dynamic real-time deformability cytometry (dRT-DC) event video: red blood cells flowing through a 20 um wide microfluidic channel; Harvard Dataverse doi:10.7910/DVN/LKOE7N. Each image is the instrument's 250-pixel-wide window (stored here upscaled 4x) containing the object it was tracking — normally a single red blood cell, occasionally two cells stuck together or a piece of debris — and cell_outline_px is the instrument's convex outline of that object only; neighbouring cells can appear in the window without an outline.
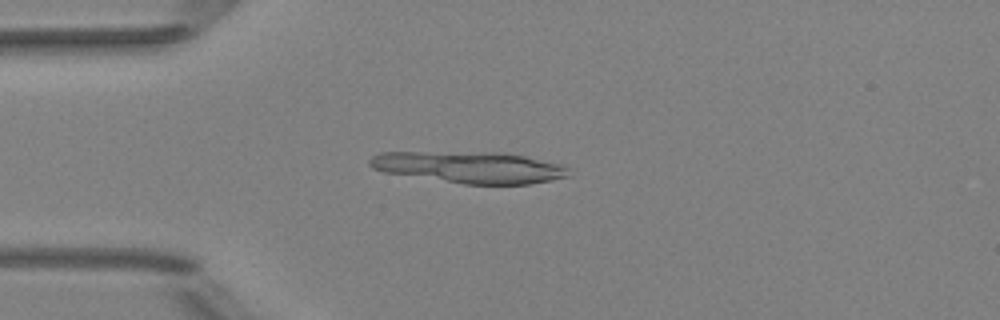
{"species": "Egyptian fruit bat (a non-hibernating species)", "species_latin": "Rousettus aegyptiacus", "temperature_condition": "room temperature", "stored_images_in_passage": 5, "camera_frame_rate_fps": 3000, "um_per_image_px": 0.085, "animal": {"sex": "female"}, "frame": {"image": 1, "passage_image": 4, "time_ms": 1.0, "image_size_px": [1000, 320], "cell_outline_px": [[572, 176], [552, 180], [528, 184], [464, 184], [384, 172], [372, 168], [368, 164], [368, 160], [372, 156], [380, 152], [504, 152], [564, 164], [568, 168]], "centroid_in_image_um": [39.96, 14.21], "position_along_channel_um": 45.0, "area_um2": 36.88}}